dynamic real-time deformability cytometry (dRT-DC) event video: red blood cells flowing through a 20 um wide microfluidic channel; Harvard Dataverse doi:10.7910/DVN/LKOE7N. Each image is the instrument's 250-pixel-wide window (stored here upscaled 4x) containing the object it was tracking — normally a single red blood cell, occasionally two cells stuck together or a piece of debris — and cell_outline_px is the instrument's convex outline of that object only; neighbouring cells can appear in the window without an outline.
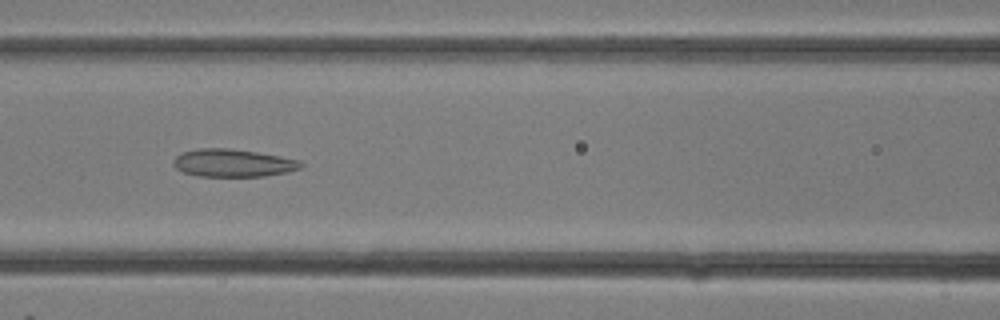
{"species": "common noctule bat (a hibernating species)", "species_latin": "Nyctalus noctula", "temperature_condition": "room temperature", "stored_images_in_passage": 19, "camera_frame_rate_fps": 3000, "um_per_image_px": 0.085, "animal": {"sex": "female"}, "frame": {"image": 1, "passage_image": 8, "time_ms": 2.333, "image_size_px": [1000, 320], "cell_outline_px": [[304, 164], [300, 168], [288, 172], [264, 176], [200, 176], [184, 172], [176, 168], [172, 164], [172, 160], [176, 156], [184, 152], [200, 148], [228, 148], [256, 152], [280, 156], [300, 160]], "centroid_in_image_um": [19.81, 13.85], "position_along_channel_um": 146.8, "area_um2": 20.52}}
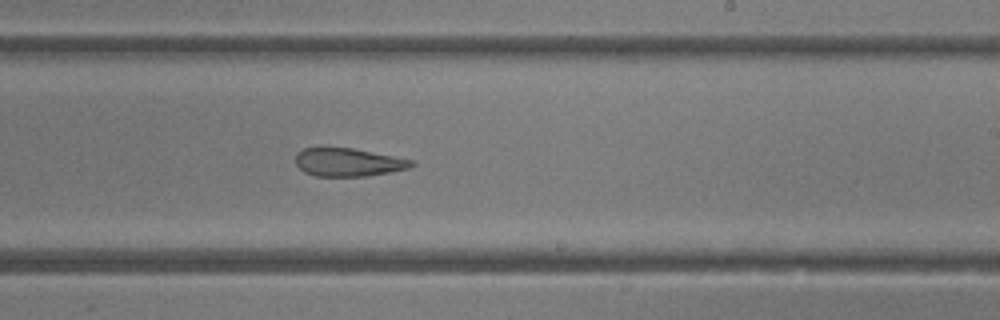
{"frame": {"image": 2, "passage_image": 13, "time_ms": 4.0, "image_size_px": [1000, 320], "cell_outline_px": [[416, 164], [412, 168], [368, 176], [316, 176], [304, 172], [296, 164], [296, 152], [304, 148], [320, 144], [324, 144], [352, 148], [412, 160]], "centroid_in_image_um": [29.54, 13.75], "position_along_channel_um": 259.5, "area_um2": 19.71}}
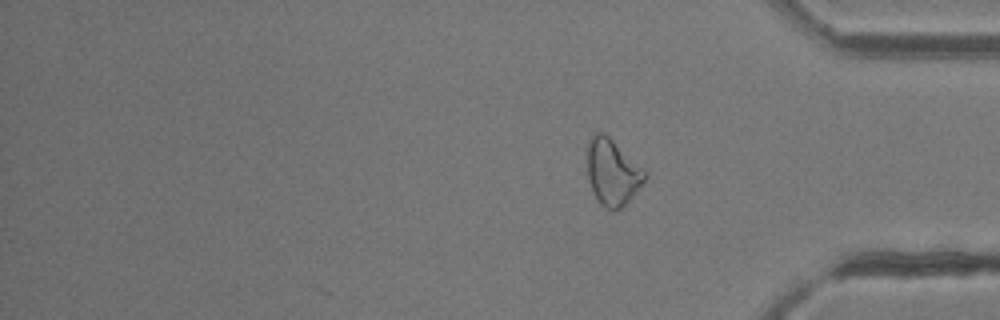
{"frame": {"image": 3, "passage_image": 19, "time_ms": 6.0, "image_size_px": [1000, 320], "cell_outline_px": [[648, 176], [628, 200], [620, 208], [612, 212], [604, 208], [600, 204], [588, 180], [588, 140], [596, 132], [604, 132], [644, 168], [648, 172]], "centroid_in_image_um": [52.07, 14.63], "position_along_channel_um": 383.1, "area_um2": 22.08}}